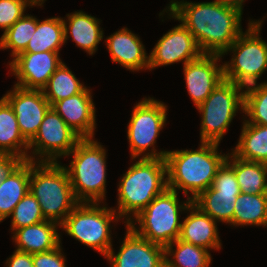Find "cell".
Instances as JSON below:
<instances>
[{"label": "cell", "mask_w": 267, "mask_h": 267, "mask_svg": "<svg viewBox=\"0 0 267 267\" xmlns=\"http://www.w3.org/2000/svg\"><path fill=\"white\" fill-rule=\"evenodd\" d=\"M106 46L113 62L130 71L148 69L149 56L138 35L122 28L106 38Z\"/></svg>", "instance_id": "obj_19"}, {"label": "cell", "mask_w": 267, "mask_h": 267, "mask_svg": "<svg viewBox=\"0 0 267 267\" xmlns=\"http://www.w3.org/2000/svg\"><path fill=\"white\" fill-rule=\"evenodd\" d=\"M5 264L7 267H34L32 261V254L15 250Z\"/></svg>", "instance_id": "obj_37"}, {"label": "cell", "mask_w": 267, "mask_h": 267, "mask_svg": "<svg viewBox=\"0 0 267 267\" xmlns=\"http://www.w3.org/2000/svg\"><path fill=\"white\" fill-rule=\"evenodd\" d=\"M29 143L21 134L10 104L0 99V154H12L28 160Z\"/></svg>", "instance_id": "obj_24"}, {"label": "cell", "mask_w": 267, "mask_h": 267, "mask_svg": "<svg viewBox=\"0 0 267 267\" xmlns=\"http://www.w3.org/2000/svg\"><path fill=\"white\" fill-rule=\"evenodd\" d=\"M62 21L64 24L65 43L70 33L76 45L85 50L89 55H93L97 51V45L103 39L104 34L99 26V19L80 10L67 14V20L62 18ZM67 21H69V24Z\"/></svg>", "instance_id": "obj_22"}, {"label": "cell", "mask_w": 267, "mask_h": 267, "mask_svg": "<svg viewBox=\"0 0 267 267\" xmlns=\"http://www.w3.org/2000/svg\"><path fill=\"white\" fill-rule=\"evenodd\" d=\"M199 146L198 150L167 151L165 157L168 189H183L191 200L211 186L228 155L218 152V143L201 142Z\"/></svg>", "instance_id": "obj_2"}, {"label": "cell", "mask_w": 267, "mask_h": 267, "mask_svg": "<svg viewBox=\"0 0 267 267\" xmlns=\"http://www.w3.org/2000/svg\"><path fill=\"white\" fill-rule=\"evenodd\" d=\"M65 44L64 24L61 17H52L42 22L36 18V31L23 52H59Z\"/></svg>", "instance_id": "obj_27"}, {"label": "cell", "mask_w": 267, "mask_h": 267, "mask_svg": "<svg viewBox=\"0 0 267 267\" xmlns=\"http://www.w3.org/2000/svg\"><path fill=\"white\" fill-rule=\"evenodd\" d=\"M36 31V18L24 14L0 38V49H12L11 56L22 53Z\"/></svg>", "instance_id": "obj_31"}, {"label": "cell", "mask_w": 267, "mask_h": 267, "mask_svg": "<svg viewBox=\"0 0 267 267\" xmlns=\"http://www.w3.org/2000/svg\"><path fill=\"white\" fill-rule=\"evenodd\" d=\"M239 194L241 190L234 169L225 161L211 186L192 200V203L216 222L233 225L234 206Z\"/></svg>", "instance_id": "obj_12"}, {"label": "cell", "mask_w": 267, "mask_h": 267, "mask_svg": "<svg viewBox=\"0 0 267 267\" xmlns=\"http://www.w3.org/2000/svg\"><path fill=\"white\" fill-rule=\"evenodd\" d=\"M243 113L247 123L267 126V82L245 88Z\"/></svg>", "instance_id": "obj_32"}, {"label": "cell", "mask_w": 267, "mask_h": 267, "mask_svg": "<svg viewBox=\"0 0 267 267\" xmlns=\"http://www.w3.org/2000/svg\"><path fill=\"white\" fill-rule=\"evenodd\" d=\"M100 203L79 202L60 225L65 232L84 245L107 256L112 248L111 221L120 217L114 208Z\"/></svg>", "instance_id": "obj_8"}, {"label": "cell", "mask_w": 267, "mask_h": 267, "mask_svg": "<svg viewBox=\"0 0 267 267\" xmlns=\"http://www.w3.org/2000/svg\"><path fill=\"white\" fill-rule=\"evenodd\" d=\"M90 91L86 87L81 93L57 101L51 106L82 139L93 138L96 129V110Z\"/></svg>", "instance_id": "obj_18"}, {"label": "cell", "mask_w": 267, "mask_h": 267, "mask_svg": "<svg viewBox=\"0 0 267 267\" xmlns=\"http://www.w3.org/2000/svg\"><path fill=\"white\" fill-rule=\"evenodd\" d=\"M30 160H25L0 183V222L10 217L17 203L29 192Z\"/></svg>", "instance_id": "obj_23"}, {"label": "cell", "mask_w": 267, "mask_h": 267, "mask_svg": "<svg viewBox=\"0 0 267 267\" xmlns=\"http://www.w3.org/2000/svg\"><path fill=\"white\" fill-rule=\"evenodd\" d=\"M118 216L126 224L167 188L165 158H138L118 185ZM133 217H131V215Z\"/></svg>", "instance_id": "obj_3"}, {"label": "cell", "mask_w": 267, "mask_h": 267, "mask_svg": "<svg viewBox=\"0 0 267 267\" xmlns=\"http://www.w3.org/2000/svg\"><path fill=\"white\" fill-rule=\"evenodd\" d=\"M216 2L224 5V6H227V7H230V8H234L238 11H240L241 13L243 12V2L245 0H215Z\"/></svg>", "instance_id": "obj_38"}, {"label": "cell", "mask_w": 267, "mask_h": 267, "mask_svg": "<svg viewBox=\"0 0 267 267\" xmlns=\"http://www.w3.org/2000/svg\"><path fill=\"white\" fill-rule=\"evenodd\" d=\"M126 230L118 253L111 248L106 256L111 267H165V247L137 235L128 225Z\"/></svg>", "instance_id": "obj_16"}, {"label": "cell", "mask_w": 267, "mask_h": 267, "mask_svg": "<svg viewBox=\"0 0 267 267\" xmlns=\"http://www.w3.org/2000/svg\"><path fill=\"white\" fill-rule=\"evenodd\" d=\"M232 153L241 159L267 164V126L247 123Z\"/></svg>", "instance_id": "obj_26"}, {"label": "cell", "mask_w": 267, "mask_h": 267, "mask_svg": "<svg viewBox=\"0 0 267 267\" xmlns=\"http://www.w3.org/2000/svg\"><path fill=\"white\" fill-rule=\"evenodd\" d=\"M166 9L191 32L203 54L222 55L243 32L242 13L215 0H172Z\"/></svg>", "instance_id": "obj_1"}, {"label": "cell", "mask_w": 267, "mask_h": 267, "mask_svg": "<svg viewBox=\"0 0 267 267\" xmlns=\"http://www.w3.org/2000/svg\"><path fill=\"white\" fill-rule=\"evenodd\" d=\"M262 20L249 21L248 29L242 32L221 55L232 52L234 56L223 64L224 79L246 88L257 83L267 70V43L260 35Z\"/></svg>", "instance_id": "obj_7"}, {"label": "cell", "mask_w": 267, "mask_h": 267, "mask_svg": "<svg viewBox=\"0 0 267 267\" xmlns=\"http://www.w3.org/2000/svg\"><path fill=\"white\" fill-rule=\"evenodd\" d=\"M187 211L190 214L182 222L179 239L207 250L220 249L217 222L193 203L189 205Z\"/></svg>", "instance_id": "obj_20"}, {"label": "cell", "mask_w": 267, "mask_h": 267, "mask_svg": "<svg viewBox=\"0 0 267 267\" xmlns=\"http://www.w3.org/2000/svg\"><path fill=\"white\" fill-rule=\"evenodd\" d=\"M44 0H0V28L4 33L23 15L28 6H42Z\"/></svg>", "instance_id": "obj_34"}, {"label": "cell", "mask_w": 267, "mask_h": 267, "mask_svg": "<svg viewBox=\"0 0 267 267\" xmlns=\"http://www.w3.org/2000/svg\"><path fill=\"white\" fill-rule=\"evenodd\" d=\"M197 109L202 113L200 142L220 144L238 110L244 112V88L224 79Z\"/></svg>", "instance_id": "obj_9"}, {"label": "cell", "mask_w": 267, "mask_h": 267, "mask_svg": "<svg viewBox=\"0 0 267 267\" xmlns=\"http://www.w3.org/2000/svg\"><path fill=\"white\" fill-rule=\"evenodd\" d=\"M11 219V230L37 224L45 220L39 202L29 191L14 207Z\"/></svg>", "instance_id": "obj_33"}, {"label": "cell", "mask_w": 267, "mask_h": 267, "mask_svg": "<svg viewBox=\"0 0 267 267\" xmlns=\"http://www.w3.org/2000/svg\"><path fill=\"white\" fill-rule=\"evenodd\" d=\"M221 57L217 54H202L184 65L187 90L196 107L224 80L223 65L217 64Z\"/></svg>", "instance_id": "obj_17"}, {"label": "cell", "mask_w": 267, "mask_h": 267, "mask_svg": "<svg viewBox=\"0 0 267 267\" xmlns=\"http://www.w3.org/2000/svg\"><path fill=\"white\" fill-rule=\"evenodd\" d=\"M191 203L192 200L187 198L182 204L179 201L178 192L167 188L126 225L137 235L166 247L179 238L182 225L179 213L187 210ZM134 219L135 223L139 224L138 228L135 226Z\"/></svg>", "instance_id": "obj_6"}, {"label": "cell", "mask_w": 267, "mask_h": 267, "mask_svg": "<svg viewBox=\"0 0 267 267\" xmlns=\"http://www.w3.org/2000/svg\"><path fill=\"white\" fill-rule=\"evenodd\" d=\"M66 169L78 202L101 203L106 192V150L92 138L81 139L68 154Z\"/></svg>", "instance_id": "obj_5"}, {"label": "cell", "mask_w": 267, "mask_h": 267, "mask_svg": "<svg viewBox=\"0 0 267 267\" xmlns=\"http://www.w3.org/2000/svg\"><path fill=\"white\" fill-rule=\"evenodd\" d=\"M62 247L59 245L55 249L32 254L34 267H66L65 256L61 253Z\"/></svg>", "instance_id": "obj_35"}, {"label": "cell", "mask_w": 267, "mask_h": 267, "mask_svg": "<svg viewBox=\"0 0 267 267\" xmlns=\"http://www.w3.org/2000/svg\"><path fill=\"white\" fill-rule=\"evenodd\" d=\"M57 226L60 227L56 222L44 220L16 229L12 238L17 245L16 250L35 254L55 249L61 244Z\"/></svg>", "instance_id": "obj_21"}, {"label": "cell", "mask_w": 267, "mask_h": 267, "mask_svg": "<svg viewBox=\"0 0 267 267\" xmlns=\"http://www.w3.org/2000/svg\"><path fill=\"white\" fill-rule=\"evenodd\" d=\"M233 215V226L267 227V194L241 193L237 196Z\"/></svg>", "instance_id": "obj_28"}, {"label": "cell", "mask_w": 267, "mask_h": 267, "mask_svg": "<svg viewBox=\"0 0 267 267\" xmlns=\"http://www.w3.org/2000/svg\"><path fill=\"white\" fill-rule=\"evenodd\" d=\"M167 120V105L154 98H143L138 102L128 123L127 138L131 158H165L167 151L157 152L156 139ZM152 146V149L149 148ZM150 152L146 153L145 151ZM144 153V154H143Z\"/></svg>", "instance_id": "obj_10"}, {"label": "cell", "mask_w": 267, "mask_h": 267, "mask_svg": "<svg viewBox=\"0 0 267 267\" xmlns=\"http://www.w3.org/2000/svg\"><path fill=\"white\" fill-rule=\"evenodd\" d=\"M3 98L10 104L24 139L29 143L37 134L46 112L51 107L42 90L14 85Z\"/></svg>", "instance_id": "obj_13"}, {"label": "cell", "mask_w": 267, "mask_h": 267, "mask_svg": "<svg viewBox=\"0 0 267 267\" xmlns=\"http://www.w3.org/2000/svg\"><path fill=\"white\" fill-rule=\"evenodd\" d=\"M228 155L226 162L234 169L241 193L267 194V164Z\"/></svg>", "instance_id": "obj_25"}, {"label": "cell", "mask_w": 267, "mask_h": 267, "mask_svg": "<svg viewBox=\"0 0 267 267\" xmlns=\"http://www.w3.org/2000/svg\"><path fill=\"white\" fill-rule=\"evenodd\" d=\"M81 139L50 107L37 134L29 142V150L32 148L33 155H29L28 160L35 162L37 159L35 157L38 155L40 160L38 158L36 162H58V158L68 156Z\"/></svg>", "instance_id": "obj_11"}, {"label": "cell", "mask_w": 267, "mask_h": 267, "mask_svg": "<svg viewBox=\"0 0 267 267\" xmlns=\"http://www.w3.org/2000/svg\"><path fill=\"white\" fill-rule=\"evenodd\" d=\"M86 86L79 82L64 62L50 77L42 92L52 106L55 102L81 93Z\"/></svg>", "instance_id": "obj_30"}, {"label": "cell", "mask_w": 267, "mask_h": 267, "mask_svg": "<svg viewBox=\"0 0 267 267\" xmlns=\"http://www.w3.org/2000/svg\"><path fill=\"white\" fill-rule=\"evenodd\" d=\"M202 54L191 32L181 23L157 41L149 55L148 70L180 61L183 62L184 66Z\"/></svg>", "instance_id": "obj_14"}, {"label": "cell", "mask_w": 267, "mask_h": 267, "mask_svg": "<svg viewBox=\"0 0 267 267\" xmlns=\"http://www.w3.org/2000/svg\"><path fill=\"white\" fill-rule=\"evenodd\" d=\"M25 160L12 154H0V183L15 171Z\"/></svg>", "instance_id": "obj_36"}, {"label": "cell", "mask_w": 267, "mask_h": 267, "mask_svg": "<svg viewBox=\"0 0 267 267\" xmlns=\"http://www.w3.org/2000/svg\"><path fill=\"white\" fill-rule=\"evenodd\" d=\"M211 260L209 250L179 238L165 247V267H209Z\"/></svg>", "instance_id": "obj_29"}, {"label": "cell", "mask_w": 267, "mask_h": 267, "mask_svg": "<svg viewBox=\"0 0 267 267\" xmlns=\"http://www.w3.org/2000/svg\"><path fill=\"white\" fill-rule=\"evenodd\" d=\"M62 63L59 52H22L13 58L9 66L18 79L16 86L42 90Z\"/></svg>", "instance_id": "obj_15"}, {"label": "cell", "mask_w": 267, "mask_h": 267, "mask_svg": "<svg viewBox=\"0 0 267 267\" xmlns=\"http://www.w3.org/2000/svg\"><path fill=\"white\" fill-rule=\"evenodd\" d=\"M59 163L30 161L29 191L39 202L45 220L61 225L79 202L66 169Z\"/></svg>", "instance_id": "obj_4"}]
</instances>
